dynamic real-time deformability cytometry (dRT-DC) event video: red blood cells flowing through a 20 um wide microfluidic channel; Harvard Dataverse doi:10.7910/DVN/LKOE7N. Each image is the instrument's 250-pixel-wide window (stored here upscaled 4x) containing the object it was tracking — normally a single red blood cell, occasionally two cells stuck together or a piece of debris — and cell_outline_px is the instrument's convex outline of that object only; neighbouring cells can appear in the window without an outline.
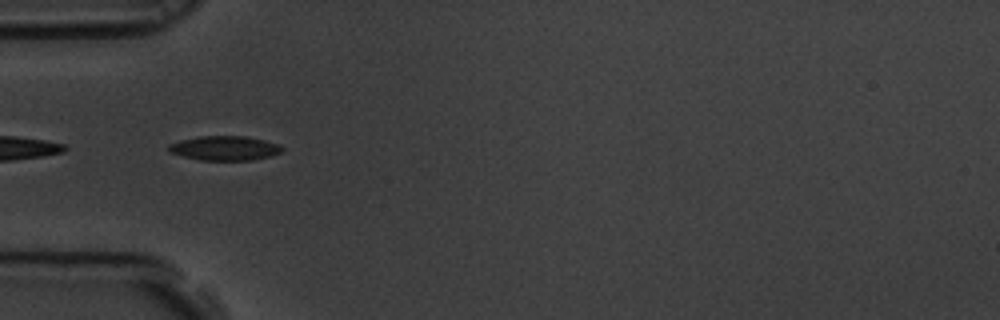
{"species": "common noctule bat (a hibernating species)", "species_latin": "Nyctalus noctula", "temperature_condition": "room temperature", "stored_images_in_passage": 41, "camera_frame_rate_fps": 3000, "um_per_image_px": 0.085, "animal": {"sex": "male", "body_mass_g": 19.5, "forearm_length_mm": 54.6}, "frame": {"image": 1, "passage_image": 1, "time_ms": 0.0, "image_size_px": [1000, 320], "cell_outline_px": [[284, 148], [280, 152], [268, 156], [252, 160], [200, 160], [168, 152], [168, 144], [180, 140], [196, 136], [244, 136], [264, 140], [280, 144]], "centroid_in_image_um": [19.07, 12.58], "position_along_channel_um": 65.9, "area_um2": 16.13}, "authors_computed_cell_mechanics": {"area_um2": 15.3748, "velocity_mm_per_s": 3.5171, "shape_relaxation_time_tau1_ms": 3.9821, "shape_relaxation_time_tau2_ms": 2.0962, "deformation_change_tau1": 0.13, "deformation_change_tau2": 0.0678}}